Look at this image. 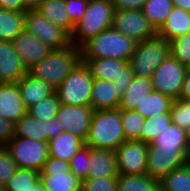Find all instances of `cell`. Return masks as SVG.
<instances>
[{"label": "cell", "instance_id": "obj_50", "mask_svg": "<svg viewBox=\"0 0 190 191\" xmlns=\"http://www.w3.org/2000/svg\"><path fill=\"white\" fill-rule=\"evenodd\" d=\"M174 6L190 12V0H172Z\"/></svg>", "mask_w": 190, "mask_h": 191}, {"label": "cell", "instance_id": "obj_24", "mask_svg": "<svg viewBox=\"0 0 190 191\" xmlns=\"http://www.w3.org/2000/svg\"><path fill=\"white\" fill-rule=\"evenodd\" d=\"M14 136L49 141L48 121H38L26 112L14 125Z\"/></svg>", "mask_w": 190, "mask_h": 191}, {"label": "cell", "instance_id": "obj_30", "mask_svg": "<svg viewBox=\"0 0 190 191\" xmlns=\"http://www.w3.org/2000/svg\"><path fill=\"white\" fill-rule=\"evenodd\" d=\"M117 191H159V181L147 174H118Z\"/></svg>", "mask_w": 190, "mask_h": 191}, {"label": "cell", "instance_id": "obj_16", "mask_svg": "<svg viewBox=\"0 0 190 191\" xmlns=\"http://www.w3.org/2000/svg\"><path fill=\"white\" fill-rule=\"evenodd\" d=\"M26 112L18 84L0 83V117L15 124Z\"/></svg>", "mask_w": 190, "mask_h": 191}, {"label": "cell", "instance_id": "obj_26", "mask_svg": "<svg viewBox=\"0 0 190 191\" xmlns=\"http://www.w3.org/2000/svg\"><path fill=\"white\" fill-rule=\"evenodd\" d=\"M46 191H81L82 181L73 173H40Z\"/></svg>", "mask_w": 190, "mask_h": 191}, {"label": "cell", "instance_id": "obj_15", "mask_svg": "<svg viewBox=\"0 0 190 191\" xmlns=\"http://www.w3.org/2000/svg\"><path fill=\"white\" fill-rule=\"evenodd\" d=\"M26 74L13 42L0 40V83H18Z\"/></svg>", "mask_w": 190, "mask_h": 191}, {"label": "cell", "instance_id": "obj_14", "mask_svg": "<svg viewBox=\"0 0 190 191\" xmlns=\"http://www.w3.org/2000/svg\"><path fill=\"white\" fill-rule=\"evenodd\" d=\"M12 42L27 70L53 50L26 29L19 33Z\"/></svg>", "mask_w": 190, "mask_h": 191}, {"label": "cell", "instance_id": "obj_39", "mask_svg": "<svg viewBox=\"0 0 190 191\" xmlns=\"http://www.w3.org/2000/svg\"><path fill=\"white\" fill-rule=\"evenodd\" d=\"M70 172L78 177L82 182L87 179L88 164H89V147L84 145L70 159Z\"/></svg>", "mask_w": 190, "mask_h": 191}, {"label": "cell", "instance_id": "obj_10", "mask_svg": "<svg viewBox=\"0 0 190 191\" xmlns=\"http://www.w3.org/2000/svg\"><path fill=\"white\" fill-rule=\"evenodd\" d=\"M25 29L51 49H62L70 45V35L61 27L52 24L36 10H27Z\"/></svg>", "mask_w": 190, "mask_h": 191}, {"label": "cell", "instance_id": "obj_37", "mask_svg": "<svg viewBox=\"0 0 190 191\" xmlns=\"http://www.w3.org/2000/svg\"><path fill=\"white\" fill-rule=\"evenodd\" d=\"M170 113L174 125L185 131L190 127V99L173 100Z\"/></svg>", "mask_w": 190, "mask_h": 191}, {"label": "cell", "instance_id": "obj_31", "mask_svg": "<svg viewBox=\"0 0 190 191\" xmlns=\"http://www.w3.org/2000/svg\"><path fill=\"white\" fill-rule=\"evenodd\" d=\"M159 191H190V161L163 177Z\"/></svg>", "mask_w": 190, "mask_h": 191}, {"label": "cell", "instance_id": "obj_29", "mask_svg": "<svg viewBox=\"0 0 190 191\" xmlns=\"http://www.w3.org/2000/svg\"><path fill=\"white\" fill-rule=\"evenodd\" d=\"M173 7L172 0H147L141 11L155 30L158 31L166 22Z\"/></svg>", "mask_w": 190, "mask_h": 191}, {"label": "cell", "instance_id": "obj_1", "mask_svg": "<svg viewBox=\"0 0 190 191\" xmlns=\"http://www.w3.org/2000/svg\"><path fill=\"white\" fill-rule=\"evenodd\" d=\"M81 61V48L70 44L62 49H53L27 73L56 89Z\"/></svg>", "mask_w": 190, "mask_h": 191}, {"label": "cell", "instance_id": "obj_34", "mask_svg": "<svg viewBox=\"0 0 190 191\" xmlns=\"http://www.w3.org/2000/svg\"><path fill=\"white\" fill-rule=\"evenodd\" d=\"M40 180V172L18 168L4 185L5 191H26Z\"/></svg>", "mask_w": 190, "mask_h": 191}, {"label": "cell", "instance_id": "obj_38", "mask_svg": "<svg viewBox=\"0 0 190 191\" xmlns=\"http://www.w3.org/2000/svg\"><path fill=\"white\" fill-rule=\"evenodd\" d=\"M170 43V53L190 69V32L177 36Z\"/></svg>", "mask_w": 190, "mask_h": 191}, {"label": "cell", "instance_id": "obj_36", "mask_svg": "<svg viewBox=\"0 0 190 191\" xmlns=\"http://www.w3.org/2000/svg\"><path fill=\"white\" fill-rule=\"evenodd\" d=\"M152 144L162 147H187L185 130L172 123L154 139Z\"/></svg>", "mask_w": 190, "mask_h": 191}, {"label": "cell", "instance_id": "obj_7", "mask_svg": "<svg viewBox=\"0 0 190 191\" xmlns=\"http://www.w3.org/2000/svg\"><path fill=\"white\" fill-rule=\"evenodd\" d=\"M190 161L187 147H162L148 144L146 174L158 181Z\"/></svg>", "mask_w": 190, "mask_h": 191}, {"label": "cell", "instance_id": "obj_48", "mask_svg": "<svg viewBox=\"0 0 190 191\" xmlns=\"http://www.w3.org/2000/svg\"><path fill=\"white\" fill-rule=\"evenodd\" d=\"M48 128H49V140L56 137L59 133L65 131V126L57 118V116H53L50 120H48Z\"/></svg>", "mask_w": 190, "mask_h": 191}, {"label": "cell", "instance_id": "obj_47", "mask_svg": "<svg viewBox=\"0 0 190 191\" xmlns=\"http://www.w3.org/2000/svg\"><path fill=\"white\" fill-rule=\"evenodd\" d=\"M0 8L17 12H26L28 10L23 0H0Z\"/></svg>", "mask_w": 190, "mask_h": 191}, {"label": "cell", "instance_id": "obj_18", "mask_svg": "<svg viewBox=\"0 0 190 191\" xmlns=\"http://www.w3.org/2000/svg\"><path fill=\"white\" fill-rule=\"evenodd\" d=\"M115 83L103 80L93 79L90 106L93 110L118 109L121 97L117 93Z\"/></svg>", "mask_w": 190, "mask_h": 191}, {"label": "cell", "instance_id": "obj_46", "mask_svg": "<svg viewBox=\"0 0 190 191\" xmlns=\"http://www.w3.org/2000/svg\"><path fill=\"white\" fill-rule=\"evenodd\" d=\"M115 10H142L147 0H112Z\"/></svg>", "mask_w": 190, "mask_h": 191}, {"label": "cell", "instance_id": "obj_9", "mask_svg": "<svg viewBox=\"0 0 190 191\" xmlns=\"http://www.w3.org/2000/svg\"><path fill=\"white\" fill-rule=\"evenodd\" d=\"M188 70V66L182 64L170 54L157 67L151 77L153 89L173 100L179 99Z\"/></svg>", "mask_w": 190, "mask_h": 191}, {"label": "cell", "instance_id": "obj_25", "mask_svg": "<svg viewBox=\"0 0 190 191\" xmlns=\"http://www.w3.org/2000/svg\"><path fill=\"white\" fill-rule=\"evenodd\" d=\"M153 90L152 80L150 78L135 76L121 97L119 109L135 110L137 104Z\"/></svg>", "mask_w": 190, "mask_h": 191}, {"label": "cell", "instance_id": "obj_53", "mask_svg": "<svg viewBox=\"0 0 190 191\" xmlns=\"http://www.w3.org/2000/svg\"><path fill=\"white\" fill-rule=\"evenodd\" d=\"M188 155L190 156V127L185 131Z\"/></svg>", "mask_w": 190, "mask_h": 191}, {"label": "cell", "instance_id": "obj_20", "mask_svg": "<svg viewBox=\"0 0 190 191\" xmlns=\"http://www.w3.org/2000/svg\"><path fill=\"white\" fill-rule=\"evenodd\" d=\"M84 145L85 142L80 137L63 131L48 141L49 156L70 161Z\"/></svg>", "mask_w": 190, "mask_h": 191}, {"label": "cell", "instance_id": "obj_44", "mask_svg": "<svg viewBox=\"0 0 190 191\" xmlns=\"http://www.w3.org/2000/svg\"><path fill=\"white\" fill-rule=\"evenodd\" d=\"M70 164L69 161L56 158V157H48L45 161L44 166L40 173H58V172H69Z\"/></svg>", "mask_w": 190, "mask_h": 191}, {"label": "cell", "instance_id": "obj_19", "mask_svg": "<svg viewBox=\"0 0 190 191\" xmlns=\"http://www.w3.org/2000/svg\"><path fill=\"white\" fill-rule=\"evenodd\" d=\"M17 84L27 110L55 92L48 83L28 73Z\"/></svg>", "mask_w": 190, "mask_h": 191}, {"label": "cell", "instance_id": "obj_12", "mask_svg": "<svg viewBox=\"0 0 190 191\" xmlns=\"http://www.w3.org/2000/svg\"><path fill=\"white\" fill-rule=\"evenodd\" d=\"M148 144L127 140L115 150L118 174H146Z\"/></svg>", "mask_w": 190, "mask_h": 191}, {"label": "cell", "instance_id": "obj_42", "mask_svg": "<svg viewBox=\"0 0 190 191\" xmlns=\"http://www.w3.org/2000/svg\"><path fill=\"white\" fill-rule=\"evenodd\" d=\"M88 3L89 0H65L66 11L74 24L83 18Z\"/></svg>", "mask_w": 190, "mask_h": 191}, {"label": "cell", "instance_id": "obj_4", "mask_svg": "<svg viewBox=\"0 0 190 191\" xmlns=\"http://www.w3.org/2000/svg\"><path fill=\"white\" fill-rule=\"evenodd\" d=\"M112 0H89L83 18L75 24L70 43L81 48L86 42L112 26L114 16Z\"/></svg>", "mask_w": 190, "mask_h": 191}, {"label": "cell", "instance_id": "obj_8", "mask_svg": "<svg viewBox=\"0 0 190 191\" xmlns=\"http://www.w3.org/2000/svg\"><path fill=\"white\" fill-rule=\"evenodd\" d=\"M18 168L40 172L49 157L48 142L14 136L6 145Z\"/></svg>", "mask_w": 190, "mask_h": 191}, {"label": "cell", "instance_id": "obj_32", "mask_svg": "<svg viewBox=\"0 0 190 191\" xmlns=\"http://www.w3.org/2000/svg\"><path fill=\"white\" fill-rule=\"evenodd\" d=\"M172 124L171 113H162L146 118L140 132V141L152 143L154 139Z\"/></svg>", "mask_w": 190, "mask_h": 191}, {"label": "cell", "instance_id": "obj_2", "mask_svg": "<svg viewBox=\"0 0 190 191\" xmlns=\"http://www.w3.org/2000/svg\"><path fill=\"white\" fill-rule=\"evenodd\" d=\"M126 140L121 121V109L95 110L85 145L91 148L116 150Z\"/></svg>", "mask_w": 190, "mask_h": 191}, {"label": "cell", "instance_id": "obj_23", "mask_svg": "<svg viewBox=\"0 0 190 191\" xmlns=\"http://www.w3.org/2000/svg\"><path fill=\"white\" fill-rule=\"evenodd\" d=\"M190 32V12L174 6L157 35L171 41L177 36Z\"/></svg>", "mask_w": 190, "mask_h": 191}, {"label": "cell", "instance_id": "obj_43", "mask_svg": "<svg viewBox=\"0 0 190 191\" xmlns=\"http://www.w3.org/2000/svg\"><path fill=\"white\" fill-rule=\"evenodd\" d=\"M135 74L131 69L129 63H127L124 67H122V74L115 78V87H117V93L120 97L124 95V92L130 86L132 80L134 79Z\"/></svg>", "mask_w": 190, "mask_h": 191}, {"label": "cell", "instance_id": "obj_3", "mask_svg": "<svg viewBox=\"0 0 190 191\" xmlns=\"http://www.w3.org/2000/svg\"><path fill=\"white\" fill-rule=\"evenodd\" d=\"M136 43L112 26L91 38L81 47L82 58H114L129 61Z\"/></svg>", "mask_w": 190, "mask_h": 191}, {"label": "cell", "instance_id": "obj_52", "mask_svg": "<svg viewBox=\"0 0 190 191\" xmlns=\"http://www.w3.org/2000/svg\"><path fill=\"white\" fill-rule=\"evenodd\" d=\"M26 191H46V189L44 188L42 181L39 180L37 183H35L32 187H30Z\"/></svg>", "mask_w": 190, "mask_h": 191}, {"label": "cell", "instance_id": "obj_45", "mask_svg": "<svg viewBox=\"0 0 190 191\" xmlns=\"http://www.w3.org/2000/svg\"><path fill=\"white\" fill-rule=\"evenodd\" d=\"M14 123L0 117V146H6L14 137Z\"/></svg>", "mask_w": 190, "mask_h": 191}, {"label": "cell", "instance_id": "obj_40", "mask_svg": "<svg viewBox=\"0 0 190 191\" xmlns=\"http://www.w3.org/2000/svg\"><path fill=\"white\" fill-rule=\"evenodd\" d=\"M118 176L86 179L82 182L81 191H117Z\"/></svg>", "mask_w": 190, "mask_h": 191}, {"label": "cell", "instance_id": "obj_27", "mask_svg": "<svg viewBox=\"0 0 190 191\" xmlns=\"http://www.w3.org/2000/svg\"><path fill=\"white\" fill-rule=\"evenodd\" d=\"M26 12L0 8V40L13 41L25 29Z\"/></svg>", "mask_w": 190, "mask_h": 191}, {"label": "cell", "instance_id": "obj_49", "mask_svg": "<svg viewBox=\"0 0 190 191\" xmlns=\"http://www.w3.org/2000/svg\"><path fill=\"white\" fill-rule=\"evenodd\" d=\"M179 99H190V69L188 70L183 82L182 92Z\"/></svg>", "mask_w": 190, "mask_h": 191}, {"label": "cell", "instance_id": "obj_28", "mask_svg": "<svg viewBox=\"0 0 190 191\" xmlns=\"http://www.w3.org/2000/svg\"><path fill=\"white\" fill-rule=\"evenodd\" d=\"M173 99L153 90L137 104L136 111L144 118H150L156 114L170 113Z\"/></svg>", "mask_w": 190, "mask_h": 191}, {"label": "cell", "instance_id": "obj_35", "mask_svg": "<svg viewBox=\"0 0 190 191\" xmlns=\"http://www.w3.org/2000/svg\"><path fill=\"white\" fill-rule=\"evenodd\" d=\"M60 104L61 102L58 98V95L56 94V92H54L52 95L46 97L36 105L30 107L27 112L30 113L38 121L47 122L53 116H57Z\"/></svg>", "mask_w": 190, "mask_h": 191}, {"label": "cell", "instance_id": "obj_5", "mask_svg": "<svg viewBox=\"0 0 190 191\" xmlns=\"http://www.w3.org/2000/svg\"><path fill=\"white\" fill-rule=\"evenodd\" d=\"M170 43L156 35L151 39L137 42L128 63L135 76L150 78L157 67L170 55Z\"/></svg>", "mask_w": 190, "mask_h": 191}, {"label": "cell", "instance_id": "obj_41", "mask_svg": "<svg viewBox=\"0 0 190 191\" xmlns=\"http://www.w3.org/2000/svg\"><path fill=\"white\" fill-rule=\"evenodd\" d=\"M18 169L6 146H0V185H5Z\"/></svg>", "mask_w": 190, "mask_h": 191}, {"label": "cell", "instance_id": "obj_13", "mask_svg": "<svg viewBox=\"0 0 190 191\" xmlns=\"http://www.w3.org/2000/svg\"><path fill=\"white\" fill-rule=\"evenodd\" d=\"M93 113L94 110L91 106H75L61 103L57 118L65 126V131L71 132L85 142L89 135Z\"/></svg>", "mask_w": 190, "mask_h": 191}, {"label": "cell", "instance_id": "obj_17", "mask_svg": "<svg viewBox=\"0 0 190 191\" xmlns=\"http://www.w3.org/2000/svg\"><path fill=\"white\" fill-rule=\"evenodd\" d=\"M87 179L118 176L114 150L89 147Z\"/></svg>", "mask_w": 190, "mask_h": 191}, {"label": "cell", "instance_id": "obj_6", "mask_svg": "<svg viewBox=\"0 0 190 191\" xmlns=\"http://www.w3.org/2000/svg\"><path fill=\"white\" fill-rule=\"evenodd\" d=\"M94 77L89 67L80 62L55 89L61 103L90 106Z\"/></svg>", "mask_w": 190, "mask_h": 191}, {"label": "cell", "instance_id": "obj_51", "mask_svg": "<svg viewBox=\"0 0 190 191\" xmlns=\"http://www.w3.org/2000/svg\"><path fill=\"white\" fill-rule=\"evenodd\" d=\"M43 0H23L28 10H35Z\"/></svg>", "mask_w": 190, "mask_h": 191}, {"label": "cell", "instance_id": "obj_11", "mask_svg": "<svg viewBox=\"0 0 190 191\" xmlns=\"http://www.w3.org/2000/svg\"><path fill=\"white\" fill-rule=\"evenodd\" d=\"M112 27L135 42L151 39L157 35V31L141 10H115Z\"/></svg>", "mask_w": 190, "mask_h": 191}, {"label": "cell", "instance_id": "obj_33", "mask_svg": "<svg viewBox=\"0 0 190 191\" xmlns=\"http://www.w3.org/2000/svg\"><path fill=\"white\" fill-rule=\"evenodd\" d=\"M144 118L136 110L121 109L122 129L126 140H139Z\"/></svg>", "mask_w": 190, "mask_h": 191}, {"label": "cell", "instance_id": "obj_21", "mask_svg": "<svg viewBox=\"0 0 190 191\" xmlns=\"http://www.w3.org/2000/svg\"><path fill=\"white\" fill-rule=\"evenodd\" d=\"M35 10L69 35L73 33L75 24L66 11L65 0H43Z\"/></svg>", "mask_w": 190, "mask_h": 191}, {"label": "cell", "instance_id": "obj_54", "mask_svg": "<svg viewBox=\"0 0 190 191\" xmlns=\"http://www.w3.org/2000/svg\"><path fill=\"white\" fill-rule=\"evenodd\" d=\"M0 191H5L4 186L0 185Z\"/></svg>", "mask_w": 190, "mask_h": 191}, {"label": "cell", "instance_id": "obj_22", "mask_svg": "<svg viewBox=\"0 0 190 191\" xmlns=\"http://www.w3.org/2000/svg\"><path fill=\"white\" fill-rule=\"evenodd\" d=\"M90 69L94 78L115 81L122 74V67L128 62L122 59L114 58H82Z\"/></svg>", "mask_w": 190, "mask_h": 191}]
</instances>
